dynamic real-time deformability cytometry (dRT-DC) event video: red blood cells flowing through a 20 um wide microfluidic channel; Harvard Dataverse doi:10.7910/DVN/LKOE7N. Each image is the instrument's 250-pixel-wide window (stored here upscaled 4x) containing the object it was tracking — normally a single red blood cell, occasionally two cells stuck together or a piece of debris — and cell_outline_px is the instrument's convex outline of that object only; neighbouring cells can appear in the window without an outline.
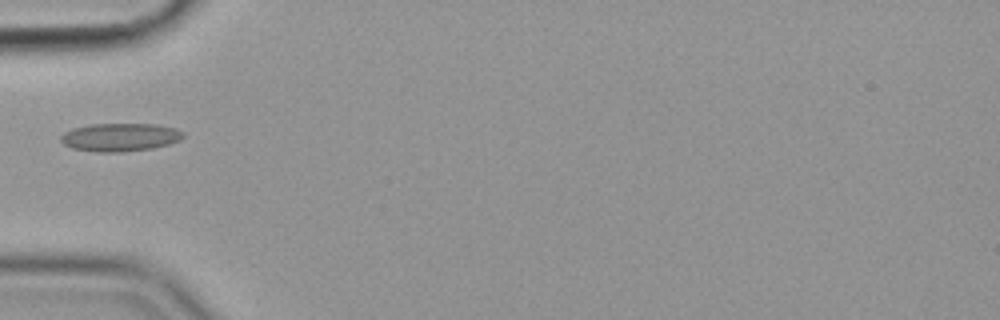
{"species": "common noctule bat (a hibernating species)", "species_latin": "Nyctalus noctula", "temperature_condition": "cold", "stored_images_in_passage": 38, "camera_frame_rate_fps": 3000, "um_per_image_px": 0.085, "animal": {"sex": "female", "body_mass_g": 19.9}, "frame": {"image": 1, "passage_image": 1, "time_ms": 0.0, "image_size_px": [1000, 320], "cell_outline_px": [[184, 136], [180, 140], [168, 144], [152, 148], [120, 152], [96, 152], [72, 148], [64, 144], [60, 140], [60, 136], [64, 132], [72, 128], [92, 124], [156, 124], [176, 128], [184, 132]], "centroid_in_image_um": [10.2, 11.66], "position_along_channel_um": 74.8, "area_um2": 20.11}}
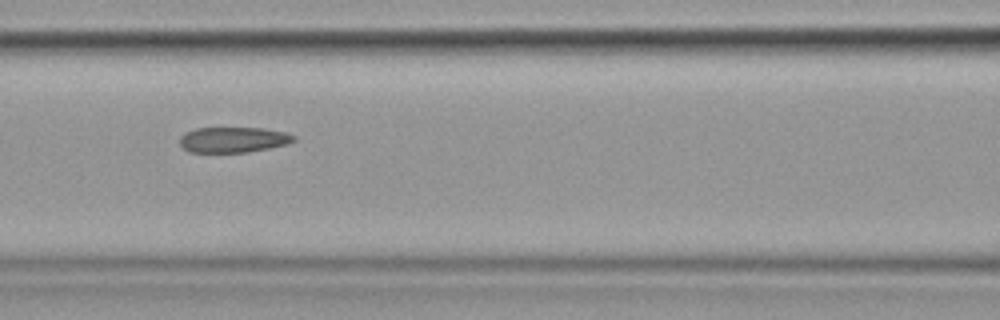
{"frame": {"image": 2, "passage_image": 7, "time_ms": 2.0, "image_size_px": [1000, 320], "cell_outline_px": [[296, 140], [288, 144], [248, 152], [188, 152], [180, 144], [180, 136], [184, 132], [196, 128], [264, 128], [288, 132], [296, 136]], "centroid_in_image_um": [19.85, 11.87], "position_along_channel_um": 146.7, "area_um2": 17.11}}
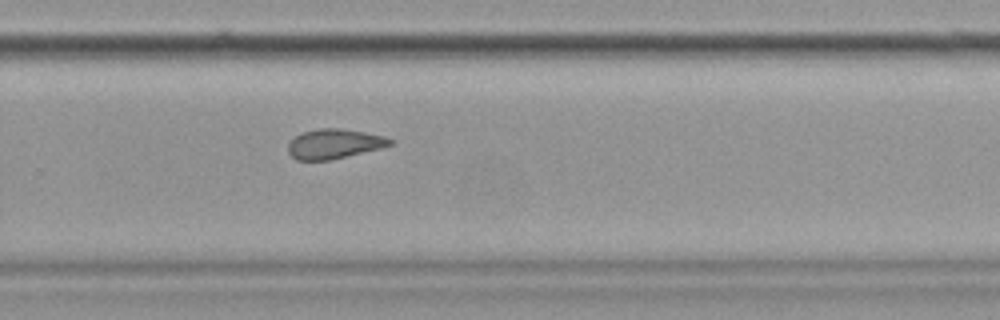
{"frame": {"image": 3, "passage_image": 20, "time_ms": 6.333, "image_size_px": [1000, 320], "cell_outline_px": [[392, 144], [380, 148], [332, 160], [296, 160], [288, 152], [288, 144], [296, 136], [304, 132], [320, 128], [340, 128], [364, 132], [384, 136], [392, 140]], "centroid_in_image_um": [28.39, 12.23], "position_along_channel_um": 301.4, "area_um2": 17.46}}